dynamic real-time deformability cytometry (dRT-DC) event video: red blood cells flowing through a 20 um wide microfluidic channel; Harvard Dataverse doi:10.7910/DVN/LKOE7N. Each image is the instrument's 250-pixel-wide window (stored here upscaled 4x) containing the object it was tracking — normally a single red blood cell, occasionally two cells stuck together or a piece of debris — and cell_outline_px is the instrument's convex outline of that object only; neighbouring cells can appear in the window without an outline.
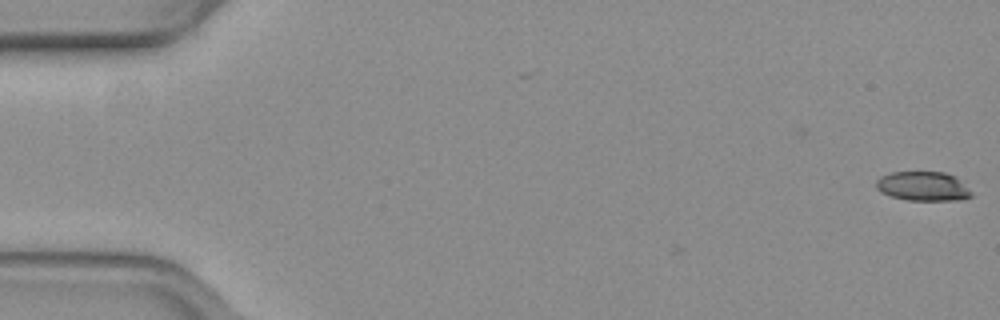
{"species": "common noctule bat (a hibernating species)", "species_latin": "Nyctalus noctula", "temperature_condition": "warm", "stored_images_in_passage": 10, "camera_frame_rate_fps": 3000, "um_per_image_px": 0.085, "animal": {"sex": "female", "body_mass_g": 19.3, "forearm_length_mm": 54.1}, "frame": {"image": 1, "passage_image": 1, "time_ms": 0.0, "image_size_px": [1000, 320], "cell_outline_px": [[972, 196], [960, 200], [908, 200], [892, 196], [880, 192], [876, 188], [876, 180], [880, 176], [892, 172], [944, 172], [956, 176], [972, 192]], "centroid_in_image_um": [78.46, 15.82], "position_along_channel_um": 6.5, "area_um2": 16.3}}